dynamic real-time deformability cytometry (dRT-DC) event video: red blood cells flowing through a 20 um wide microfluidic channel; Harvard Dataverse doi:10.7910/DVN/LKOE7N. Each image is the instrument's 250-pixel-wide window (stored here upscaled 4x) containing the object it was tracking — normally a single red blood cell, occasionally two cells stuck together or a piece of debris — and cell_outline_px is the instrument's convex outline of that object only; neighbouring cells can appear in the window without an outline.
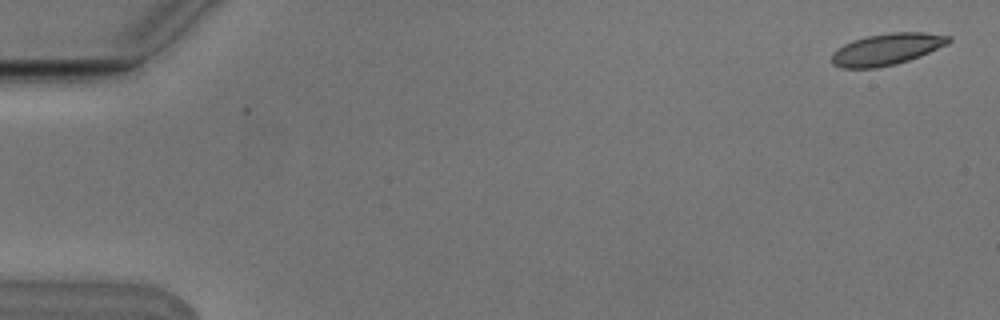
{"species": "Egyptian fruit bat (a non-hibernating species)", "species_latin": "Rousettus aegyptiacus", "temperature_condition": "cold", "stored_images_in_passage": 6, "camera_frame_rate_fps": 3000, "um_per_image_px": 0.085, "animal": {"sex": "male"}, "frame": {"image": 1, "passage_image": 1, "time_ms": 0.0, "image_size_px": [1000, 320], "cell_outline_px": [[952, 40], [948, 44], [920, 56], [896, 64], [876, 68], [840, 68], [832, 64], [832, 52], [836, 48], [852, 40], [868, 36], [892, 32], [924, 32], [952, 36]], "centroid_in_image_um": [75.37, 4.18], "position_along_channel_um": 9.6, "area_um2": 21.68}}
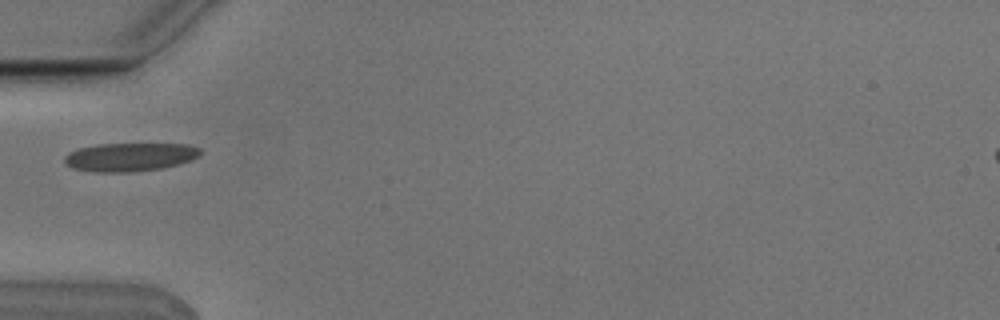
{"frame": {"image": 2, "passage_image": 5, "time_ms": 1.333, "image_size_px": [1000, 320], "cell_outline_px": [[200, 156], [192, 160], [160, 168], [128, 172], [92, 172], [72, 168], [64, 160], [64, 156], [68, 152], [80, 148], [96, 144], [188, 144], [200, 148]], "centroid_in_image_um": [11.02, 13.34], "position_along_channel_um": 74.0, "area_um2": 22.43}}